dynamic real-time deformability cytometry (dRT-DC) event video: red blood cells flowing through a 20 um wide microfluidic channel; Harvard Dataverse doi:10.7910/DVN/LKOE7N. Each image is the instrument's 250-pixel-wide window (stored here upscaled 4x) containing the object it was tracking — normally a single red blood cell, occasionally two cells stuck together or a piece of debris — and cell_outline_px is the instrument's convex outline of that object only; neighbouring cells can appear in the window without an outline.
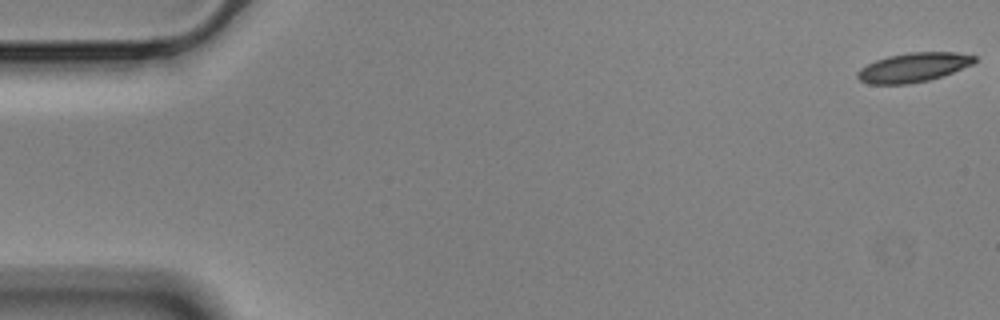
{"species": "Egyptian fruit bat (a non-hibernating species)", "species_latin": "Rousettus aegyptiacus", "temperature_condition": "cold", "stored_images_in_passage": 47, "camera_frame_rate_fps": 3000, "um_per_image_px": 0.085, "animal": {"sex": "male"}, "frame": {"image": 1, "passage_image": 1, "time_ms": 0.0, "image_size_px": [1000, 320], "cell_outline_px": [[976, 60], [972, 64], [952, 72], [928, 80], [908, 84], [868, 84], [860, 80], [856, 76], [856, 72], [860, 68], [876, 60], [888, 56], [908, 52], [956, 52], [976, 56]], "centroid_in_image_um": [77.6, 5.72], "position_along_channel_um": 7.4, "area_um2": 19.83}}
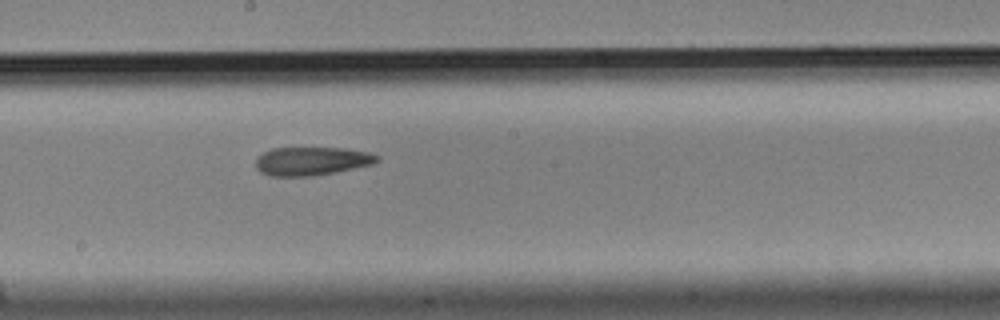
{"frame": {"image": 2, "passage_image": 31, "time_ms": 10.0, "image_size_px": [1000, 320], "cell_outline_px": [[380, 160], [372, 164], [336, 172], [312, 176], [272, 176], [260, 172], [256, 168], [256, 160], [264, 152], [272, 148], [344, 148], [368, 152], [380, 156]], "centroid_in_image_um": [26.51, 13.69], "position_along_channel_um": 221.7, "area_um2": 20.06}}
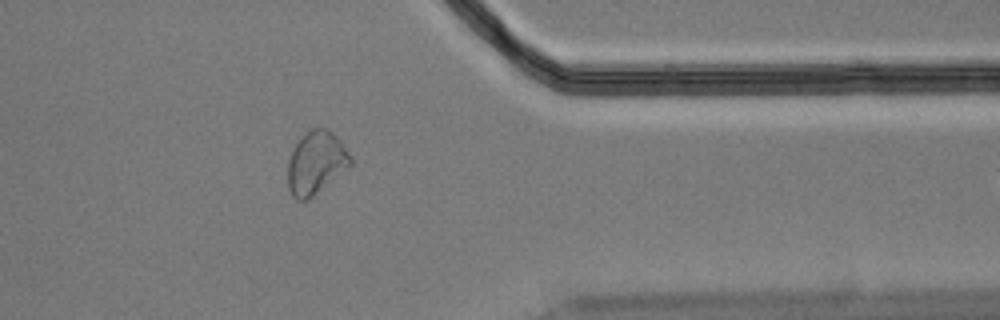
{"frame": {"image": 3, "passage_image": 46, "time_ms": 15.0, "image_size_px": [1000, 320], "cell_outline_px": [[352, 164], [308, 200], [296, 200], [292, 196], [288, 188], [288, 160], [296, 144], [312, 128], [328, 128], [336, 136], [352, 156]], "centroid_in_image_um": [26.86, 13.85], "position_along_channel_um": 384.5, "area_um2": 22.66}}